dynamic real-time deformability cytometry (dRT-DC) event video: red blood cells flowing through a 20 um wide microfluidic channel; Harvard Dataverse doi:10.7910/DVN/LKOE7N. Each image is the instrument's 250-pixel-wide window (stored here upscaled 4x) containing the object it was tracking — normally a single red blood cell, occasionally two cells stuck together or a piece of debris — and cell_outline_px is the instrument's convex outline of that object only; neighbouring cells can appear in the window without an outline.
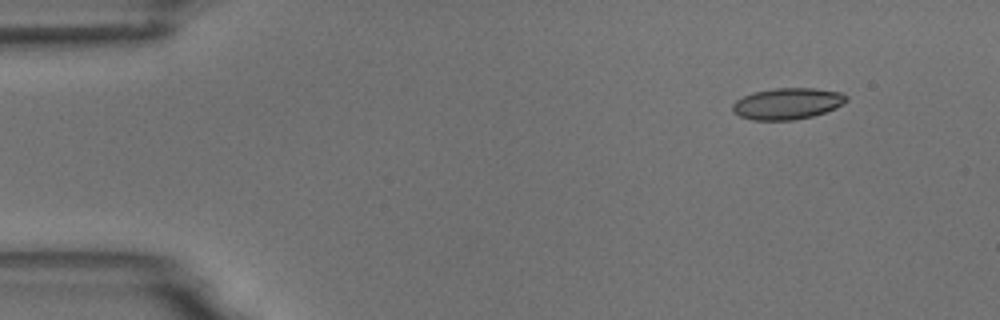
{"species": "common noctule bat (a hibernating species)", "species_latin": "Nyctalus noctula", "temperature_condition": "room temperature", "stored_images_in_passage": 5, "camera_frame_rate_fps": 3000, "um_per_image_px": 0.085, "animal": {"sex": "male", "body_mass_g": 18.8}, "frame": {"image": 1, "passage_image": 2, "time_ms": 1.333, "image_size_px": [1000, 320], "cell_outline_px": [[848, 100], [836, 108], [812, 116], [792, 120], [752, 120], [740, 116], [732, 112], [732, 104], [736, 100], [752, 92], [776, 88], [812, 88], [840, 92], [848, 96]], "centroid_in_image_um": [66.91, 8.81], "position_along_channel_um": 18.1, "area_um2": 20.81}}
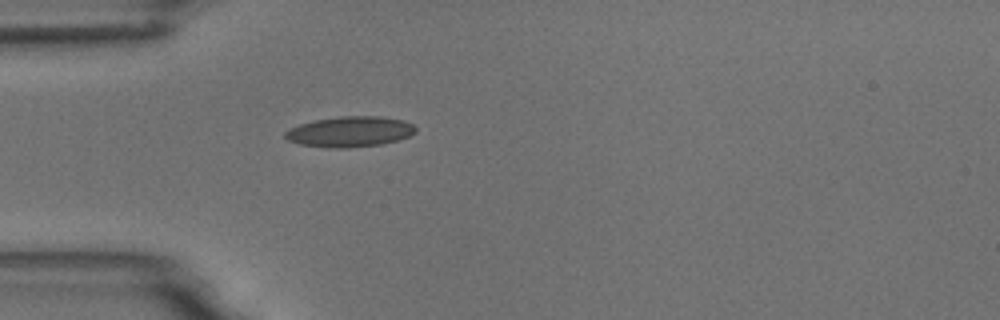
{"frame": {"image": 2, "passage_image": 5, "time_ms": 4.667, "image_size_px": [1000, 320], "cell_outline_px": [[416, 132], [408, 136], [396, 140], [380, 144], [348, 148], [328, 148], [300, 144], [288, 140], [284, 136], [284, 132], [300, 124], [312, 120], [340, 116], [380, 116], [404, 120], [412, 124], [416, 128]], "centroid_in_image_um": [29.73, 11.19], "position_along_channel_um": 55.3, "area_um2": 23.18}}